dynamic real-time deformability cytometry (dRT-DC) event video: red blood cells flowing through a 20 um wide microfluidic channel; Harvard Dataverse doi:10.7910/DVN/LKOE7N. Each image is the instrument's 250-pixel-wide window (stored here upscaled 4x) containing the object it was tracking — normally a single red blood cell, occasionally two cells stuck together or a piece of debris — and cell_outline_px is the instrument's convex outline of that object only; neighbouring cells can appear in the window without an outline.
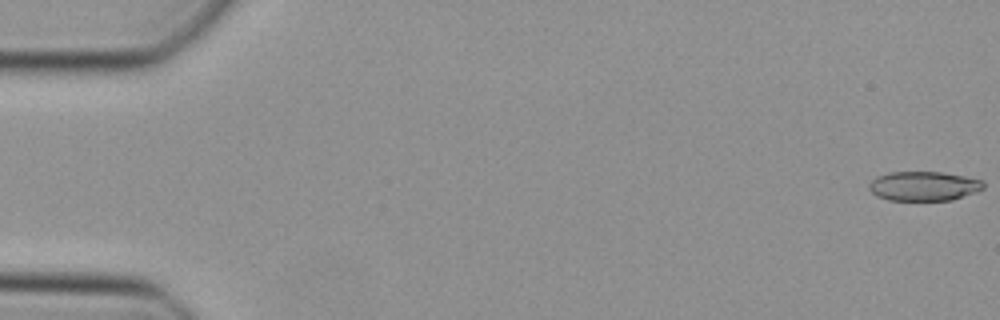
{"species": "Egyptian fruit bat (a non-hibernating species)", "species_latin": "Rousettus aegyptiacus", "temperature_condition": "cold", "stored_images_in_passage": 48, "camera_frame_rate_fps": 3000, "um_per_image_px": 0.085, "animal": {"sex": "female"}, "frame": {"image": 1, "passage_image": 1, "time_ms": 0.0, "image_size_px": [1000, 320], "cell_outline_px": [[984, 188], [952, 200], [888, 200], [876, 196], [868, 188], [868, 184], [876, 176], [888, 172], [944, 172], [984, 180]], "centroid_in_image_um": [78.49, 15.81], "position_along_channel_um": 6.5, "area_um2": 19.65}}
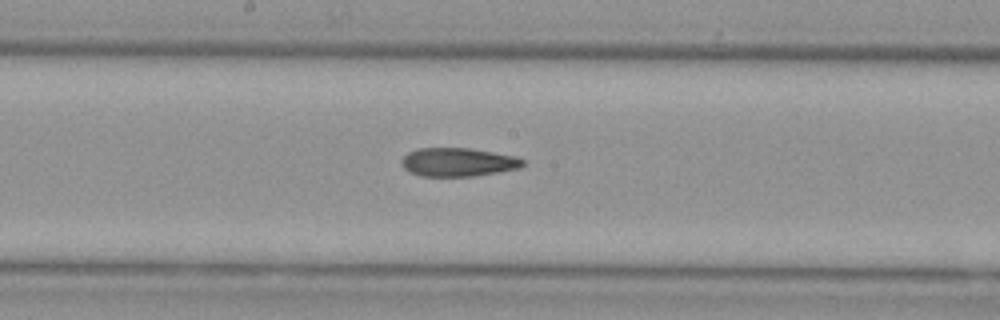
{"frame": {"image": 2, "passage_image": 26, "time_ms": 8.333, "image_size_px": [1000, 320], "cell_outline_px": [[524, 164], [520, 168], [500, 172], [472, 176], [420, 176], [404, 168], [400, 160], [408, 152], [416, 148], [472, 148], [516, 156], [524, 160]], "centroid_in_image_um": [38.95, 13.77], "position_along_channel_um": 209.3, "area_um2": 20.29}}
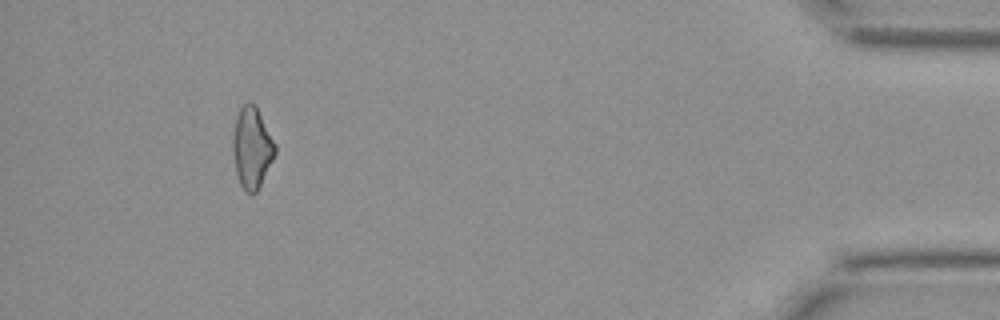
{"frame": {"image": 3, "passage_image": 45, "time_ms": 14.667, "image_size_px": [1000, 320], "cell_outline_px": [[276, 152], [256, 192], [252, 196], [244, 192], [240, 184], [236, 172], [232, 152], [232, 136], [236, 116], [240, 108], [248, 100], [256, 104], [276, 144]], "centroid_in_image_um": [21.39, 12.53], "position_along_channel_um": 413.8, "area_um2": 20.23}}